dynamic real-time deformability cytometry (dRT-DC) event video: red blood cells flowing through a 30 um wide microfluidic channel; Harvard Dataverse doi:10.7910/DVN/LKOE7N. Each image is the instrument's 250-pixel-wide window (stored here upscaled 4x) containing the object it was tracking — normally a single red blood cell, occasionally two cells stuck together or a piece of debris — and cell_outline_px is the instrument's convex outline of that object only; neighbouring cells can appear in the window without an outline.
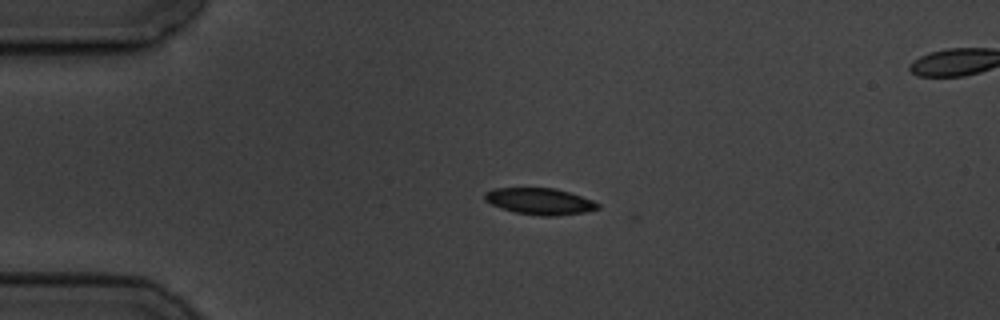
{"species": "common noctule bat (a hibernating species)", "species_latin": "Nyctalus noctula", "temperature_condition": "cold", "stored_images_in_passage": 5, "segment_of_instrument_passage": [1, 2], "camera_frame_rate_fps": 3000, "um_per_image_px": 0.085, "animal": {"sex": "male", "body_mass_g": 19.5, "forearm_length_mm": 54.6}, "frame": {"image": 1, "passage_image": 3, "time_ms": 3.0, "image_size_px": [1000, 320], "cell_outline_px": [[600, 208], [584, 212], [556, 216], [540, 216], [516, 212], [492, 204], [484, 200], [484, 192], [492, 188], [556, 188], [592, 200], [600, 204]], "centroid_in_image_um": [45.88, 17.1], "position_along_channel_um": 39.1, "area_um2": 17.34}}